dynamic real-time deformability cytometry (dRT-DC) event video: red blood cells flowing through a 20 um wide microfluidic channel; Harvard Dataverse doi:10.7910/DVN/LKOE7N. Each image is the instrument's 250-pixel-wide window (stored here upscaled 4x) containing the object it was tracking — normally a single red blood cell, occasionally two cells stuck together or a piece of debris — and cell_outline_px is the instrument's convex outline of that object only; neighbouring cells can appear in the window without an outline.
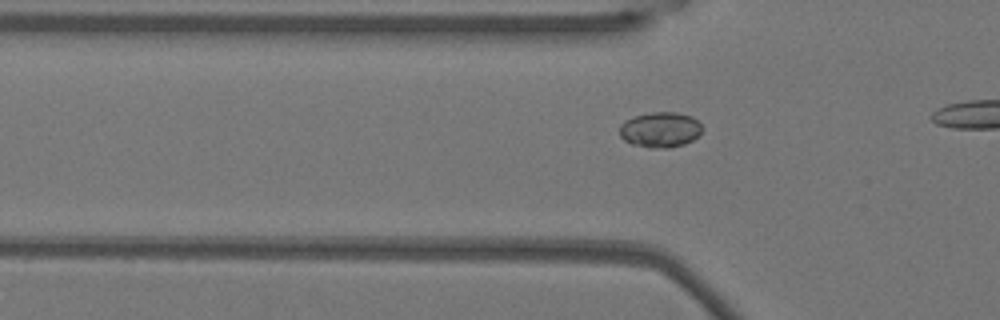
{"species": "Egyptian fruit bat (a non-hibernating species)", "species_latin": "Rousettus aegyptiacus", "temperature_condition": "warm", "stored_images_in_passage": 10, "camera_frame_rate_fps": 3000, "um_per_image_px": 0.085, "animal": {"sex": "female"}, "frame": {"image": 1, "passage_image": 7, "time_ms": 2.0, "image_size_px": [1000, 320], "cell_outline_px": [[700, 132], [692, 140], [684, 144], [668, 148], [648, 148], [632, 144], [624, 140], [620, 136], [620, 124], [636, 116], [652, 112], [676, 112], [692, 116], [700, 124]], "centroid_in_image_um": [56.1, 11.03], "position_along_channel_um": 69.7, "area_um2": 16.82}}